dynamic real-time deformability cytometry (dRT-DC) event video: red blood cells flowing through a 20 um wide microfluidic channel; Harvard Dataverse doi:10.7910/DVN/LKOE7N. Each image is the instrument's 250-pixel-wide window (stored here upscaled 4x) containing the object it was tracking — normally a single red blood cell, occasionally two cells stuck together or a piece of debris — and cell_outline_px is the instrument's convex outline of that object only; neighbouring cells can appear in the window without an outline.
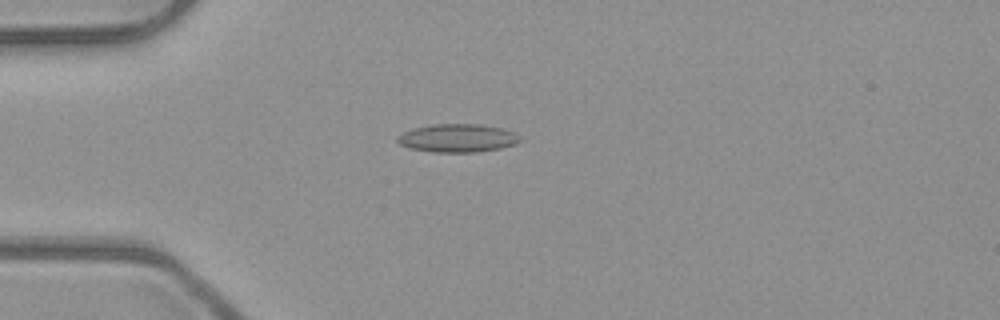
{"species": "common noctule bat (a hibernating species)", "species_latin": "Nyctalus noctula", "temperature_condition": "room temperature", "stored_images_in_passage": 4, "camera_frame_rate_fps": 3000, "um_per_image_px": 0.085, "animal": {"sex": "male", "body_mass_g": 23.1, "forearm_length_mm": 52.7}, "frame": {"image": 1, "passage_image": 4, "time_ms": 1.0, "image_size_px": [1000, 320], "cell_outline_px": [[524, 140], [516, 144], [500, 148], [476, 152], [432, 152], [408, 148], [400, 144], [396, 140], [396, 136], [412, 128], [432, 124], [480, 124], [500, 128], [512, 132], [520, 136]], "centroid_in_image_um": [38.88, 11.74], "position_along_channel_um": 46.1, "area_um2": 20.29}}